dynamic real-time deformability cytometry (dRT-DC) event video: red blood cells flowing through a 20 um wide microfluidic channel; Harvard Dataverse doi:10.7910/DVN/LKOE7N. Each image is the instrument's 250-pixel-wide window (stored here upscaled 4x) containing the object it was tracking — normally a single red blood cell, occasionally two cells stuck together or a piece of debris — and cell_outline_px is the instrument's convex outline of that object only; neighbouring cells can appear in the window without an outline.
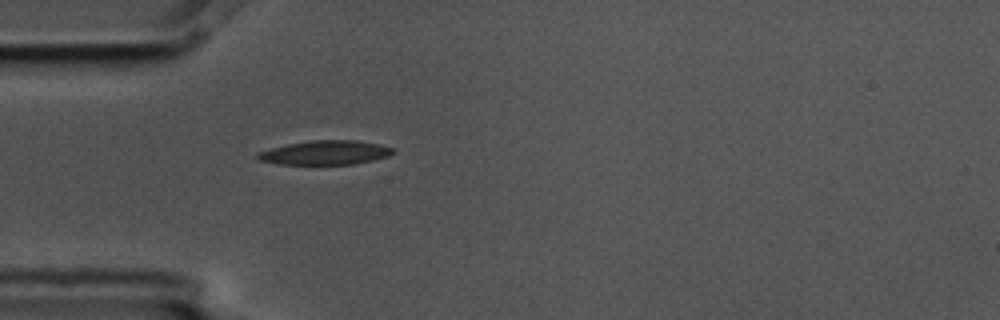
{"species": "common noctule bat (a hibernating species)", "species_latin": "Nyctalus noctula", "temperature_condition": "cold", "stored_images_in_passage": 4, "camera_frame_rate_fps": 3000, "um_per_image_px": 0.085, "animal": {"sex": "male", "body_mass_g": 17.5, "forearm_length_mm": 52.3}, "frame": {"image": 1, "passage_image": 4, "time_ms": 1.0, "image_size_px": [1000, 320], "cell_outline_px": [[396, 152], [388, 156], [356, 164], [280, 164], [260, 160], [256, 156], [260, 152], [272, 148], [288, 144], [308, 140], [356, 140], [380, 144], [392, 148]], "centroid_in_image_um": [27.7, 12.97], "position_along_channel_um": 57.3, "area_um2": 18.9}}